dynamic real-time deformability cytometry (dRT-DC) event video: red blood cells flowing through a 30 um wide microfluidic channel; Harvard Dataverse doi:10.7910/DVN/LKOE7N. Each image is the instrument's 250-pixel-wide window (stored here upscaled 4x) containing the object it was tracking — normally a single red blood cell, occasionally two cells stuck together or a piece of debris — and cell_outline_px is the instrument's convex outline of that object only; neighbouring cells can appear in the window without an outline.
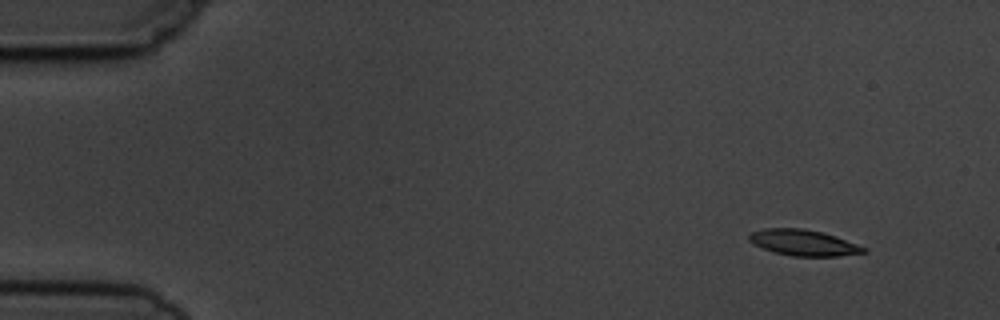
{"species": "common noctule bat (a hibernating species)", "species_latin": "Nyctalus noctula", "temperature_condition": "cold", "stored_images_in_passage": 4, "camera_frame_rate_fps": 3000, "um_per_image_px": 0.085, "animal": {"sex": "male", "body_mass_g": 19.5, "forearm_length_mm": 54.6}, "frame": {"image": 1, "passage_image": 1, "time_ms": 0.0, "image_size_px": [1000, 320], "cell_outline_px": [[868, 252], [836, 256], [792, 256], [776, 252], [752, 244], [748, 240], [748, 236], [752, 232], [764, 228], [804, 228], [836, 236], [868, 248]], "centroid_in_image_um": [68.31, 20.62], "position_along_channel_um": 16.7, "area_um2": 17.28}}
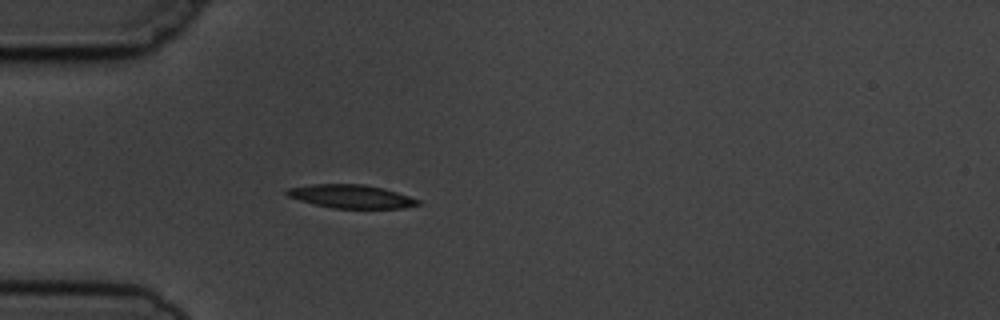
{"frame": {"image": 2, "passage_image": 4, "time_ms": 3.667, "image_size_px": [1000, 320], "cell_outline_px": [[420, 204], [404, 208], [332, 208], [300, 200], [288, 196], [284, 192], [288, 188], [312, 184], [364, 184], [384, 188], [420, 200]], "centroid_in_image_um": [29.85, 16.69], "position_along_channel_um": 55.2, "area_um2": 17.74}}